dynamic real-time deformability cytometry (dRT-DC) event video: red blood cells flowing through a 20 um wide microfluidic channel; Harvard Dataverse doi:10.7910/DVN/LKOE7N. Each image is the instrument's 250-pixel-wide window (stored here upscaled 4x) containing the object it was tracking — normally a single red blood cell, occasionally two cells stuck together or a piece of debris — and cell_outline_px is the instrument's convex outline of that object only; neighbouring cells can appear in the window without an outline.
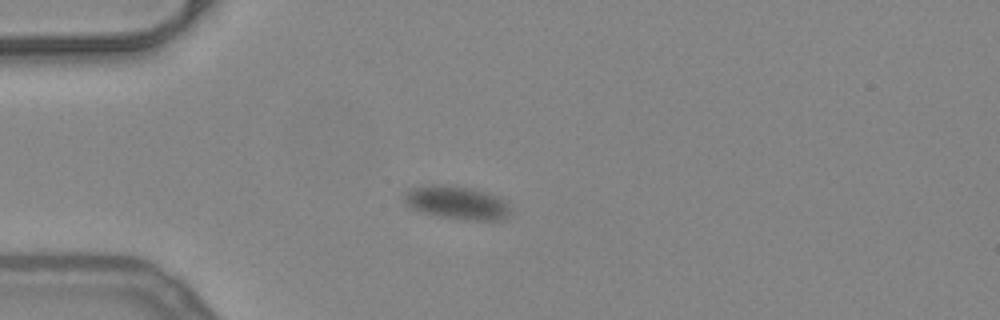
{"species": "common noctule bat (a hibernating species)", "species_latin": "Nyctalus noctula", "temperature_condition": "warm", "stored_images_in_passage": 52, "camera_frame_rate_fps": 3000, "um_per_image_px": 0.085, "animal": {"sex": "female", "body_mass_g": 24.6, "forearm_length_mm": 56.2}, "frame": {"image": 1, "passage_image": 1, "time_ms": 0.0, "image_size_px": [1000, 320], "cell_outline_px": [[512, 212], [496, 220], [472, 220], [440, 216], [424, 212], [412, 208], [404, 200], [404, 192], [412, 188], [428, 184], [448, 184], [476, 188], [488, 192], [504, 200], [508, 204]], "centroid_in_image_um": [38.83, 17.18], "position_along_channel_um": 46.2, "area_um2": 20.58}}
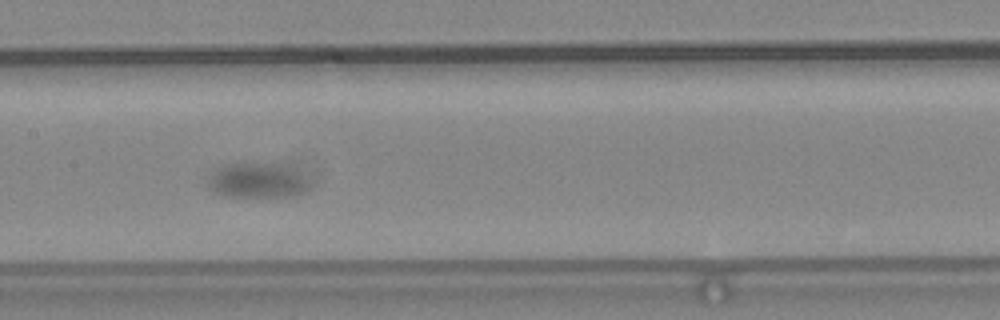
{"frame": {"image": 2, "passage_image": 17, "time_ms": 5.333, "image_size_px": [1000, 320], "cell_outline_px": [[304, 188], [300, 192], [292, 196], [228, 196], [216, 192], [208, 188], [208, 180], [212, 172], [216, 168], [224, 164], [236, 160], [280, 164], [296, 172], [300, 176], [304, 184]], "centroid_in_image_um": [21.67, 15.28], "position_along_channel_um": 185.7, "area_um2": 20.35}}
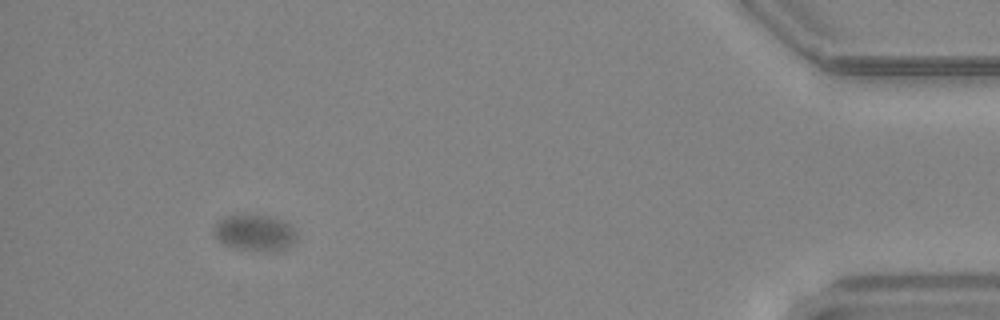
{"frame": {"image": 3, "passage_image": 47, "time_ms": 15.333, "image_size_px": [1000, 320], "cell_outline_px": [[296, 240], [288, 248], [264, 252], [232, 248], [224, 244], [212, 232], [216, 224], [224, 216], [244, 212], [268, 216], [284, 220], [296, 232]], "centroid_in_image_um": [21.64, 19.76], "position_along_channel_um": 413.6, "area_um2": 17.98}}